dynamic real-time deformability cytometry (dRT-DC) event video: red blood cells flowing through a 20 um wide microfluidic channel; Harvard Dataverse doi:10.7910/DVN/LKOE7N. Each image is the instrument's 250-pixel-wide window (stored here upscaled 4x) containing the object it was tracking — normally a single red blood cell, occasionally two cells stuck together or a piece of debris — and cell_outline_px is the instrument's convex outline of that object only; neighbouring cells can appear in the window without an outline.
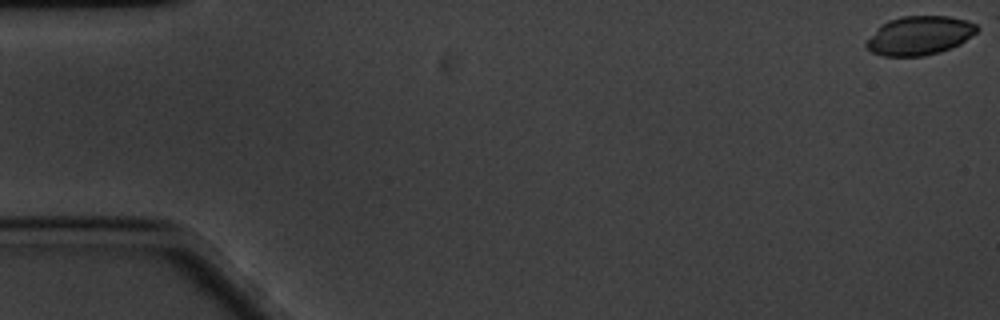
{"species": "common noctule bat (a hibernating species)", "species_latin": "Nyctalus noctula", "temperature_condition": "cold", "stored_images_in_passage": 30, "camera_frame_rate_fps": 3000, "um_per_image_px": 0.085, "animal": {"sex": "male", "body_mass_g": 20.1, "forearm_length_mm": 53.5}, "frame": {"image": 1, "passage_image": 1, "time_ms": 0.0, "image_size_px": [1000, 320], "cell_outline_px": [[980, 28], [976, 32], [960, 44], [940, 52], [924, 56], [884, 56], [872, 52], [864, 44], [880, 24], [888, 20], [900, 16], [948, 16], [964, 20], [976, 24]], "centroid_in_image_um": [78.14, 3.02], "position_along_channel_um": 6.9, "area_um2": 25.03}}
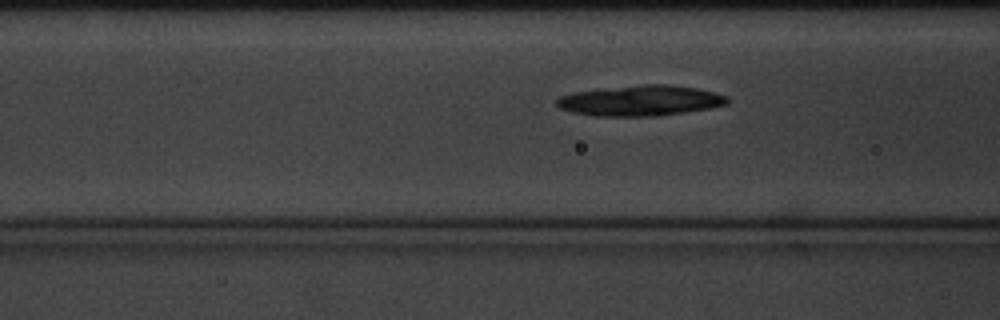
{"frame": {"image": 2, "passage_image": 23, "time_ms": 7.333, "image_size_px": [1000, 320], "cell_outline_px": [[728, 104], [712, 108], [656, 116], [596, 116], [572, 112], [560, 108], [556, 104], [556, 100], [560, 96], [572, 92], [644, 84], [668, 84], [696, 88], [728, 96]], "centroid_in_image_um": [54.44, 8.55], "position_along_channel_um": 112.2, "area_um2": 30.23}}
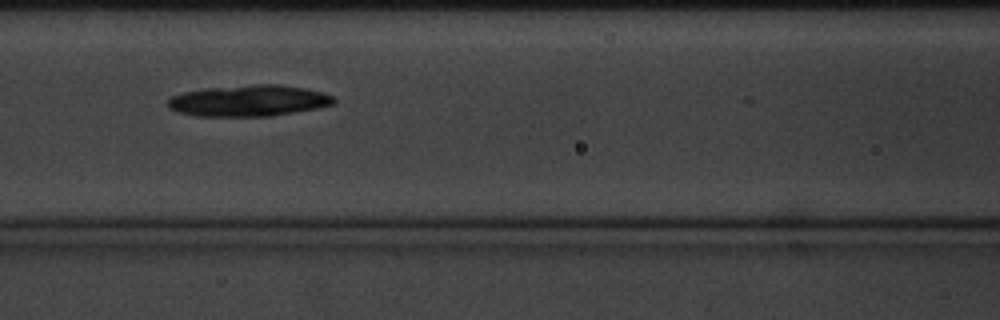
{"frame": {"image": 3, "passage_image": 26, "time_ms": 8.333, "image_size_px": [1000, 320], "cell_outline_px": [[336, 100], [332, 104], [316, 108], [268, 116], [196, 116], [176, 112], [168, 108], [168, 100], [172, 96], [184, 92], [208, 88], [252, 84], [280, 84], [304, 88], [320, 92], [332, 96]], "centroid_in_image_um": [21.09, 8.56], "position_along_channel_um": 145.5, "area_um2": 30.0}}